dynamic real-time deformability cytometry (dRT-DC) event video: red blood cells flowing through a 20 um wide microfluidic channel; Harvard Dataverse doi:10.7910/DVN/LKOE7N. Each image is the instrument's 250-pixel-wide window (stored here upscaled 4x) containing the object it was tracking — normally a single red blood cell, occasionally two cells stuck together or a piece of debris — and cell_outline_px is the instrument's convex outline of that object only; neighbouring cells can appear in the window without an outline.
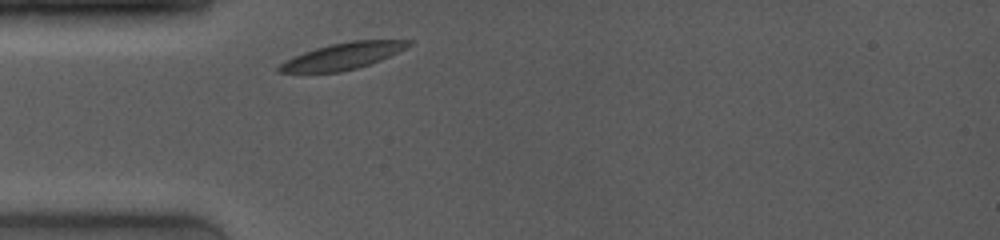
{"species": "common noctule bat (a hibernating species)", "species_latin": "Nyctalus noctula", "temperature_condition": "room temperature", "stored_images_in_passage": 1, "camera_frame_rate_fps": 4000, "um_per_image_px": 0.085, "animal": {"sex": "female", "body_mass_g": 19.0, "forearm_length_mm": 53.3}, "frame": {"image": 1, "passage_image": 1, "time_ms": 0.0, "image_size_px": [1000, 240], "cell_outline_px": [[412, 44], [380, 60], [356, 68], [340, 72], [280, 72], [276, 68], [284, 60], [304, 52], [316, 48], [332, 44], [352, 40], [412, 40]], "centroid_in_image_um": [29.1, 4.76], "position_along_channel_um": 55.9, "area_um2": 19.59}}